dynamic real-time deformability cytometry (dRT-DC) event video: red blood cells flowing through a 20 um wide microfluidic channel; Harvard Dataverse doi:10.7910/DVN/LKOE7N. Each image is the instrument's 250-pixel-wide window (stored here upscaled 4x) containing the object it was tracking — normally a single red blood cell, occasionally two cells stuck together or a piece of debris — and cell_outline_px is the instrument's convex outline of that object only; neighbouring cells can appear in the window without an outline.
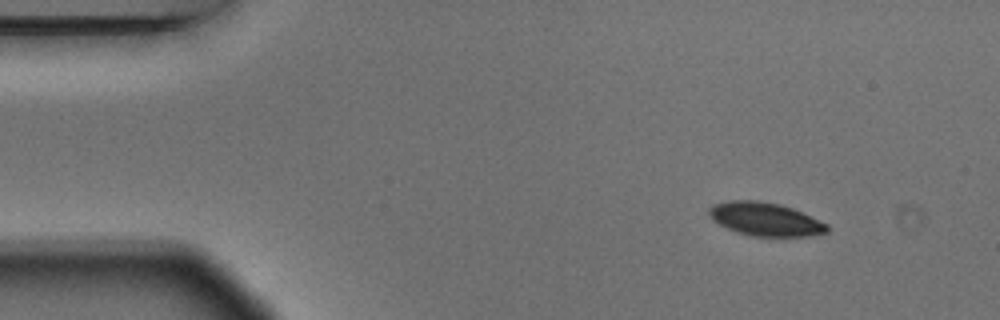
{"species": "Egyptian fruit bat (a non-hibernating species)", "species_latin": "Rousettus aegyptiacus", "temperature_condition": "warm", "stored_images_in_passage": 10, "camera_frame_rate_fps": 3000, "um_per_image_px": 0.085, "animal": {"sex": "male"}, "frame": {"image": 1, "passage_image": 1, "time_ms": 0.0, "image_size_px": [1000, 320], "cell_outline_px": [[828, 232], [808, 236], [752, 236], [736, 232], [712, 220], [708, 216], [708, 208], [712, 204], [728, 200], [756, 200], [780, 204], [792, 208], [828, 224]], "centroid_in_image_um": [65.0, 18.62], "position_along_channel_um": 20.0, "area_um2": 23.0}}
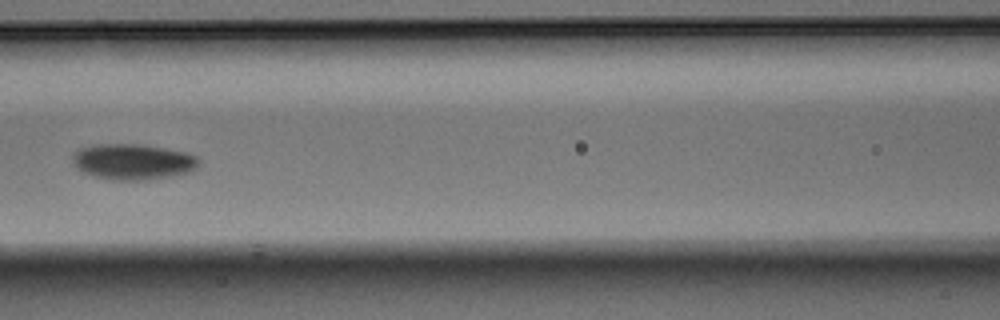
{"frame": {"image": 2, "passage_image": 6, "time_ms": 1.667, "image_size_px": [1000, 320], "cell_outline_px": [[200, 160], [196, 168], [192, 172], [172, 176], [144, 180], [112, 180], [92, 176], [76, 168], [72, 160], [72, 152], [80, 148], [96, 144], [140, 144], [164, 148], [184, 152], [196, 156]], "centroid_in_image_um": [11.28, 13.75], "position_along_channel_um": 155.3, "area_um2": 26.53}}
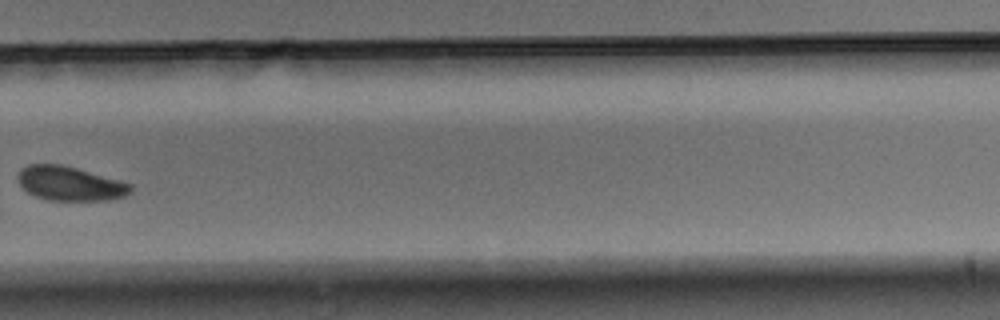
{"frame": {"image": 3, "passage_image": 10, "time_ms": 3.0, "image_size_px": [1000, 320], "cell_outline_px": [[132, 192], [124, 196], [108, 200], [48, 200], [36, 196], [28, 192], [16, 180], [16, 176], [20, 168], [28, 164], [60, 164], [76, 168], [120, 180], [132, 184]], "centroid_in_image_um": [5.93, 15.59], "position_along_channel_um": 323.9, "area_um2": 22.54}}